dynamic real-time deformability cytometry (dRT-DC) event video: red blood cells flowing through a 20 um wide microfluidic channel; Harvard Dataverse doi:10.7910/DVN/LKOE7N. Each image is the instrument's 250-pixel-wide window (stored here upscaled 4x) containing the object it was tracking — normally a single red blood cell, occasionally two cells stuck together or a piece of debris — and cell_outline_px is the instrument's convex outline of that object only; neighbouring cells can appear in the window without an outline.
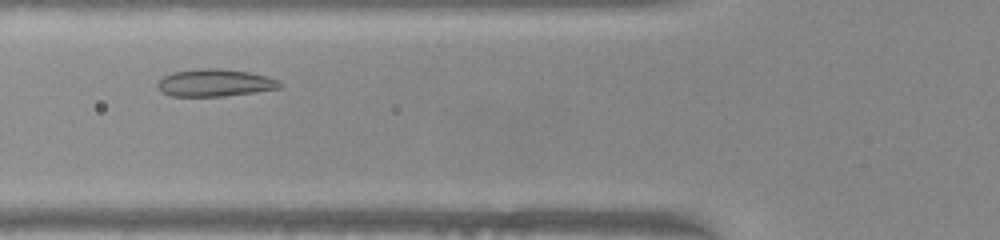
{"species": "common noctule bat (a hibernating species)", "species_latin": "Nyctalus noctula", "temperature_condition": "warm", "stored_images_in_passage": 32, "camera_frame_rate_fps": 3000, "um_per_image_px": 0.085, "animal": {"sex": "female", "body_mass_g": 22.0, "forearm_length_mm": 56.7}, "frame": {"image": 1, "passage_image": 8, "time_ms": 2.333, "image_size_px": [1000, 240], "cell_outline_px": [[280, 88], [256, 92], [224, 96], [172, 96], [160, 92], [156, 84], [164, 76], [172, 72], [204, 68], [216, 68], [248, 72], [268, 76], [280, 80]], "centroid_in_image_um": [18.26, 7.04], "position_along_channel_um": 107.5, "area_um2": 19.48}}
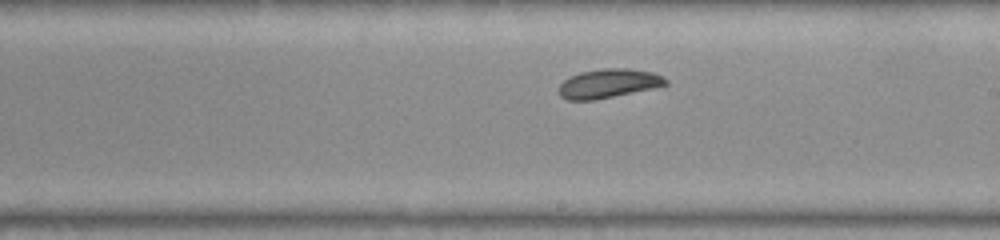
{"frame": {"image": 2, "passage_image": 18, "time_ms": 5.667, "image_size_px": [1000, 240], "cell_outline_px": [[668, 84], [652, 88], [592, 100], [568, 100], [560, 96], [560, 84], [568, 76], [580, 72], [604, 68], [628, 68], [652, 72], [668, 80]], "centroid_in_image_um": [51.69, 7.08], "position_along_channel_um": 237.3, "area_um2": 17.8}}
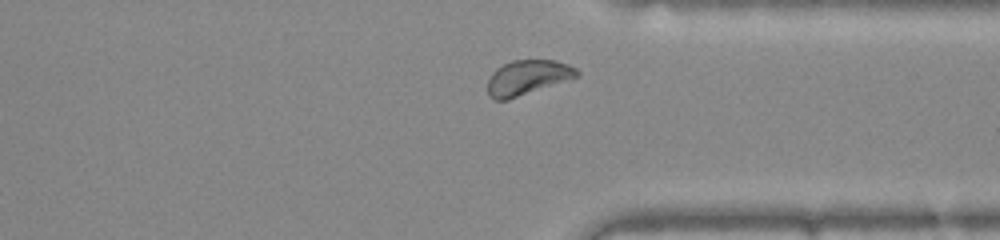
{"frame": {"image": 3, "passage_image": 28, "time_ms": 9.0, "image_size_px": [1000, 240], "cell_outline_px": [[580, 76], [508, 100], [492, 100], [488, 96], [488, 80], [492, 72], [496, 68], [512, 60], [552, 60], [568, 64], [576, 68], [580, 72]], "centroid_in_image_um": [44.83, 6.6], "position_along_channel_um": 366.6, "area_um2": 18.21}, "authors_computed_cell_mechanics": {"area_um2": 18.6405, "velocity_mm_per_s": 3.9011, "shape_relaxation_time_tau1_ms": 3.474, "shape_relaxation_time_tau2_ms": 4.2052, "deformation_change_tau1": 0.0685, "deformation_change_tau2": 0.0369}}